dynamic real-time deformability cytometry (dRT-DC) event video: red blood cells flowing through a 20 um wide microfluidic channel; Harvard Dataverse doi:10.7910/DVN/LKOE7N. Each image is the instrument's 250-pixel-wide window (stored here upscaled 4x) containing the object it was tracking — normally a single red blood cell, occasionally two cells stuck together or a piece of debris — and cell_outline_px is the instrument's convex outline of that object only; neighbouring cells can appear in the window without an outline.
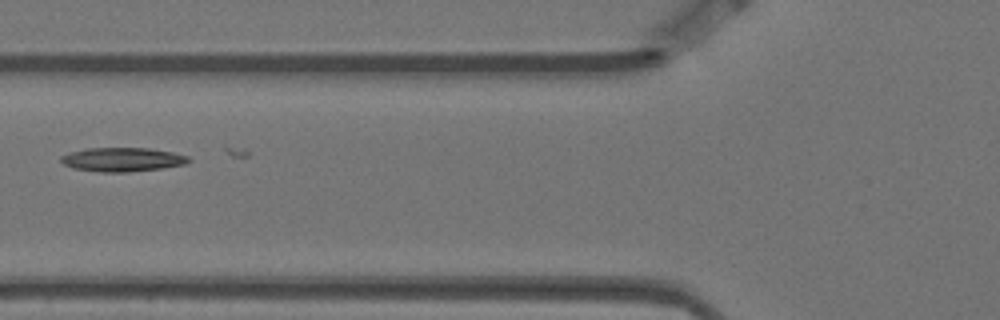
{"species": "Egyptian fruit bat (a non-hibernating species)", "species_latin": "Rousettus aegyptiacus", "temperature_condition": "warm", "stored_images_in_passage": 7, "camera_frame_rate_fps": 3000, "um_per_image_px": 0.085, "animal": {"sex": "female"}, "frame": {"image": 1, "passage_image": 3, "time_ms": 0.667, "image_size_px": [1000, 320], "cell_outline_px": [[192, 160], [184, 164], [160, 168], [128, 172], [100, 172], [72, 168], [64, 164], [60, 160], [60, 156], [68, 152], [84, 148], [148, 148], [172, 152], [188, 156]], "centroid_in_image_um": [10.35, 13.55], "position_along_channel_um": 115.4, "area_um2": 17.86}}
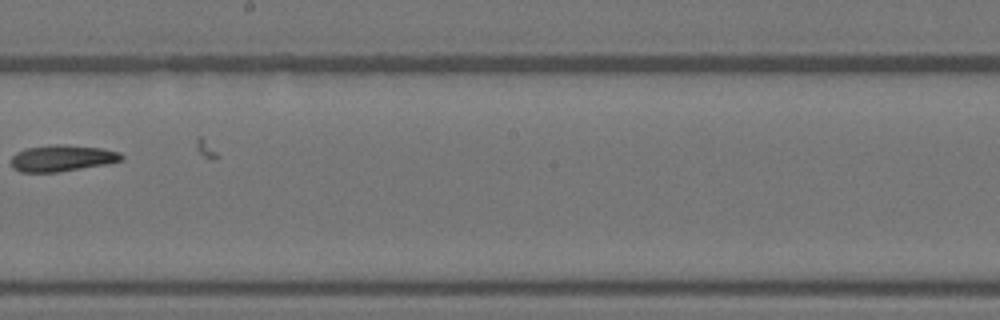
{"frame": {"image": 2, "passage_image": 6, "time_ms": 1.667, "image_size_px": [1000, 320], "cell_outline_px": [[124, 156], [120, 160], [104, 164], [60, 172], [20, 172], [12, 168], [12, 156], [16, 152], [28, 148], [56, 144], [64, 144], [100, 148], [120, 152]], "centroid_in_image_um": [5.25, 13.44], "position_along_channel_um": 243.0, "area_um2": 16.82}}